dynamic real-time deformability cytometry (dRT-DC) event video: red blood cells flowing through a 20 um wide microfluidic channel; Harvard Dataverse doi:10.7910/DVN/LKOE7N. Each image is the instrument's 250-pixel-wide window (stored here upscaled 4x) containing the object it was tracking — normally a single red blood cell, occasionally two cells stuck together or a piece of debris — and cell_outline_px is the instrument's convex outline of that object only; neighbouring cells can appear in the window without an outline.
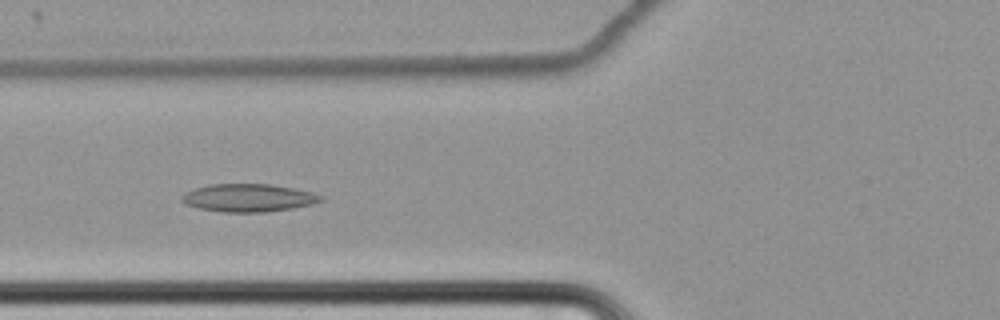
{"species": "common noctule bat (a hibernating species)", "species_latin": "Nyctalus noctula", "temperature_condition": "cold", "stored_images_in_passage": 43, "camera_frame_rate_fps": 3000, "um_per_image_px": 0.085, "animal": {"sex": "female", "body_mass_g": 22.7, "forearm_length_mm": 54.2}, "frame": {"image": 1, "passage_image": 7, "time_ms": 2.0, "image_size_px": [1000, 320], "cell_outline_px": [[324, 200], [312, 204], [292, 208], [264, 212], [224, 212], [200, 208], [184, 204], [180, 200], [180, 196], [184, 192], [208, 184], [268, 184], [292, 188], [312, 192], [324, 196]], "centroid_in_image_um": [21.09, 16.81], "position_along_channel_um": 104.7, "area_um2": 22.6}}
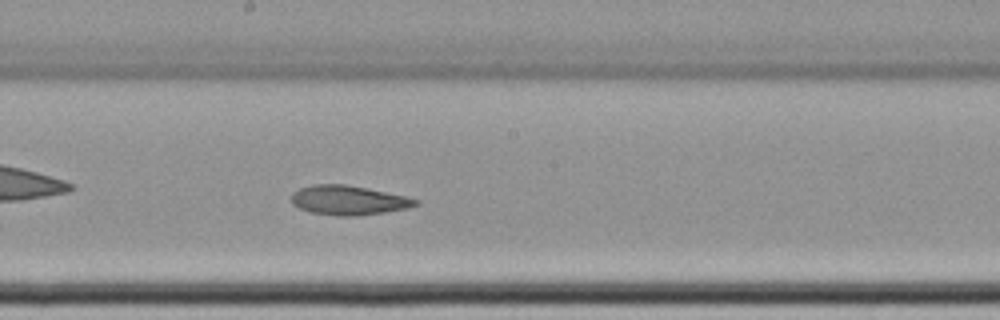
{"frame": {"image": 2, "passage_image": 17, "time_ms": 5.333, "image_size_px": [1000, 320], "cell_outline_px": [[420, 204], [408, 208], [384, 212], [356, 216], [336, 216], [312, 212], [300, 208], [292, 204], [292, 192], [300, 188], [312, 184], [348, 184], [404, 196], [420, 200]], "centroid_in_image_um": [29.62, 17.01], "position_along_channel_um": 218.6, "area_um2": 21.27}}
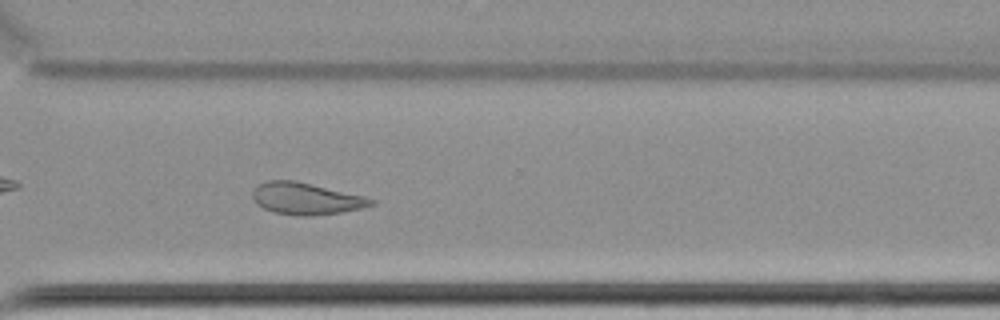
{"frame": {"image": 3, "passage_image": 28, "time_ms": 9.0, "image_size_px": [1000, 320], "cell_outline_px": [[376, 204], [360, 208], [340, 212], [312, 216], [296, 216], [276, 212], [264, 208], [256, 204], [252, 196], [252, 192], [260, 184], [268, 180], [296, 180], [364, 196], [376, 200]], "centroid_in_image_um": [26.02, 16.88], "position_along_channel_um": 344.6, "area_um2": 21.91}, "authors_computed_cell_mechanics": {"area_um2": 22.3686, "velocity_mm_per_s": 3.4175, "shape_relaxation_time_tau1_ms": null, "shape_relaxation_time_tau2_ms": 3.8616, "deformation_change_tau1": null, "deformation_change_tau2": 0.1047}}